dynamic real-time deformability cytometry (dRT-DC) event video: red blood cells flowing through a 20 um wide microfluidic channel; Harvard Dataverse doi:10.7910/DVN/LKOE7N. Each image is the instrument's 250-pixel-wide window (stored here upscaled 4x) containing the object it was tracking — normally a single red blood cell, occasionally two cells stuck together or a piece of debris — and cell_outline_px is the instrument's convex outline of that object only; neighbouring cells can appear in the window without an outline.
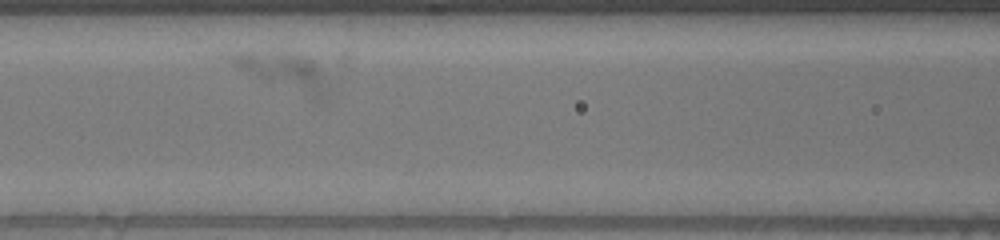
{"species": "human", "species_latin": "Homo sapiens", "temperature_condition": "warm", "stored_images_in_passage": 42, "camera_frame_rate_fps": 3000, "um_per_image_px": 0.085, "donor": {"sex": "male"}, "frame": {"image": 1, "passage_image": 12, "time_ms": 3.667, "image_size_px": [1000, 240], "cell_outline_px": [[328, 88], [320, 100], [316, 100], [268, 80], [240, 68], [232, 64], [220, 52], [292, 52], [304, 56], [312, 60]], "centroid_in_image_um": [24.03, 6.0], "position_along_channel_um": 142.6, "area_um2": 19.71}}
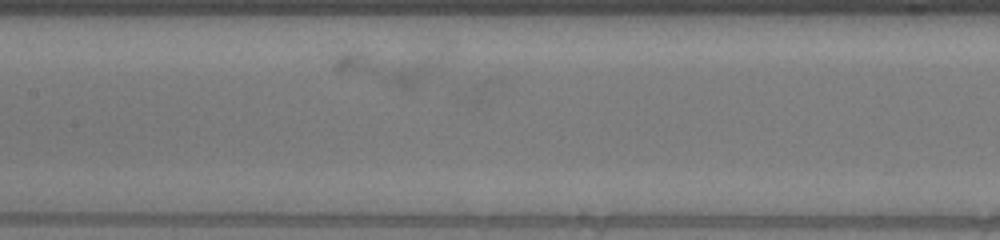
{"frame": {"image": 2, "passage_image": 16, "time_ms": 5.0, "image_size_px": [1000, 240], "cell_outline_px": [[452, 40], [444, 52], [420, 80], [412, 88], [404, 88], [336, 72], [332, 68], [332, 64], [336, 56], [340, 52], [444, 40]], "centroid_in_image_um": [33.29, 5.33], "position_along_channel_um": 174.1, "area_um2": 25.2}}